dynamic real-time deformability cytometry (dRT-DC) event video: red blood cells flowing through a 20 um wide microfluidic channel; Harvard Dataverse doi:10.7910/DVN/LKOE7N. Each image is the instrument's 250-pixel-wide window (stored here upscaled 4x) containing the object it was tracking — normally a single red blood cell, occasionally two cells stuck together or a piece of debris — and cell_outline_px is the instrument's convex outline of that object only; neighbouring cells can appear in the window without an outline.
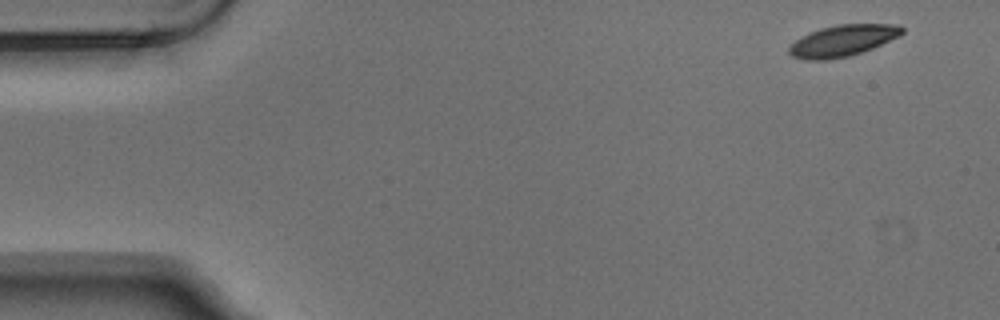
{"species": "Egyptian fruit bat (a non-hibernating species)", "species_latin": "Rousettus aegyptiacus", "temperature_condition": "warm", "stored_images_in_passage": 4, "camera_frame_rate_fps": 3000, "um_per_image_px": 0.085, "animal": {"sex": "male"}, "frame": {"image": 1, "passage_image": 1, "time_ms": 0.0, "image_size_px": [1000, 320], "cell_outline_px": [[904, 32], [900, 36], [872, 48], [848, 56], [824, 60], [808, 60], [792, 56], [788, 52], [788, 48], [800, 36], [820, 28], [836, 24], [900, 24], [904, 28]], "centroid_in_image_um": [71.64, 3.44], "position_along_channel_um": 13.4, "area_um2": 20.63}}